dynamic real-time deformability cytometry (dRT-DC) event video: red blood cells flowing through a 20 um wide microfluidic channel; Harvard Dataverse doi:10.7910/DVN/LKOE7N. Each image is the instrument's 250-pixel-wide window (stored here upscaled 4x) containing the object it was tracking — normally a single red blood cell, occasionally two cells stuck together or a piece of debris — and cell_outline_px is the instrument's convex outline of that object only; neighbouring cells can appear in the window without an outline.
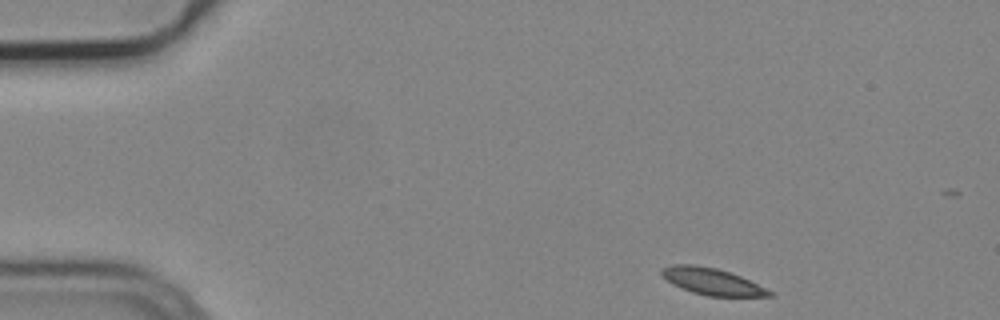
{"species": "common noctule bat (a hibernating species)", "species_latin": "Nyctalus noctula", "temperature_condition": "cold", "stored_images_in_passage": 5, "camera_frame_rate_fps": 3000, "um_per_image_px": 0.085, "animal": {"sex": "male", "body_mass_g": 19.2, "forearm_length_mm": 51.8}, "frame": {"image": 1, "passage_image": 1, "time_ms": 0.0, "image_size_px": [1000, 320], "cell_outline_px": [[776, 296], [708, 296], [692, 292], [672, 284], [660, 272], [660, 268], [672, 264], [692, 264], [716, 268], [740, 276], [772, 292]], "centroid_in_image_um": [60.48, 23.92], "position_along_channel_um": 24.5, "area_um2": 16.47}}
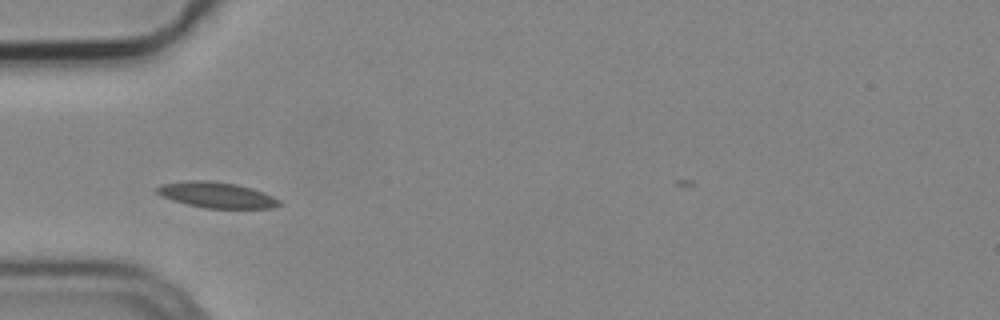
{"frame": {"image": 2, "passage_image": 4, "time_ms": 1.0, "image_size_px": [1000, 320], "cell_outline_px": [[284, 204], [272, 208], [204, 208], [172, 200], [156, 192], [156, 188], [160, 184], [188, 180], [208, 180], [236, 184], [252, 188], [264, 192], [280, 200]], "centroid_in_image_um": [18.44, 16.57], "position_along_channel_um": 66.6, "area_um2": 18.38}}
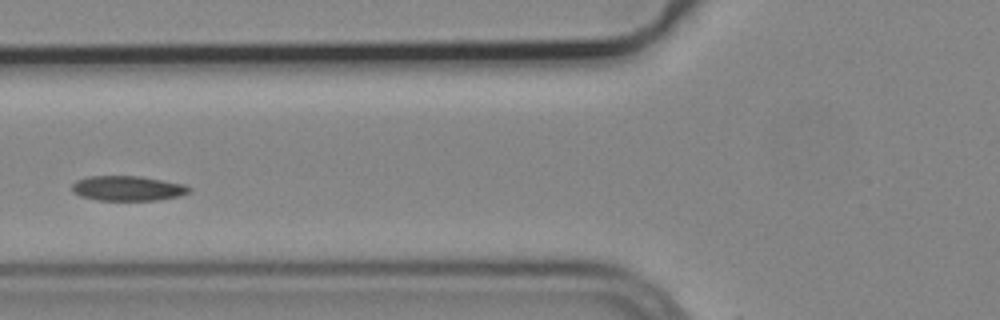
{"frame": {"image": 3, "passage_image": 5, "time_ms": 1.333, "image_size_px": [1000, 320], "cell_outline_px": [[192, 188], [188, 192], [180, 196], [156, 200], [96, 200], [80, 196], [72, 192], [72, 184], [76, 180], [88, 176], [140, 176], [184, 184]], "centroid_in_image_um": [10.82, 16.0], "position_along_channel_um": 115.0, "area_um2": 17.05}}